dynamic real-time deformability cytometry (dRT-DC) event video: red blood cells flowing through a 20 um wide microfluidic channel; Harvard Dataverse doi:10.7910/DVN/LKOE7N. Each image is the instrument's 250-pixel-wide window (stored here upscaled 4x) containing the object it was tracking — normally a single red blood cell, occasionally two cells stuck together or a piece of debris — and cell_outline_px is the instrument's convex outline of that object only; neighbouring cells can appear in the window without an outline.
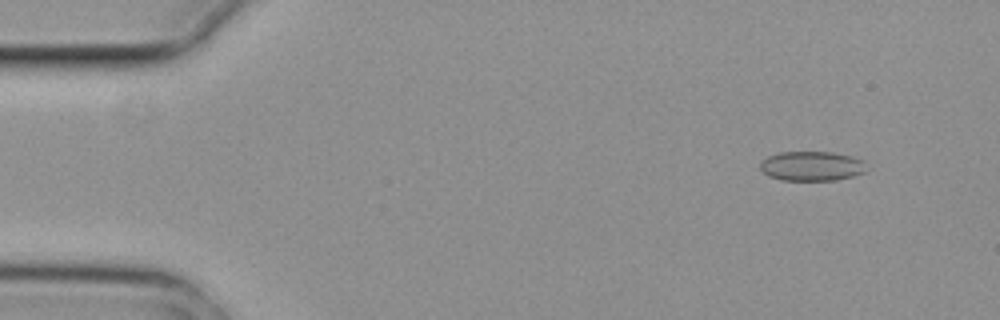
{"species": "common noctule bat (a hibernating species)", "species_latin": "Nyctalus noctula", "temperature_condition": "cold", "stored_images_in_passage": 5, "camera_frame_rate_fps": 3000, "um_per_image_px": 0.085, "animal": {"sex": "female", "body_mass_g": 29.2, "forearm_length_mm": 56.3}, "frame": {"image": 1, "passage_image": 2, "time_ms": 0.333, "image_size_px": [1000, 320], "cell_outline_px": [[864, 172], [852, 176], [836, 180], [780, 180], [768, 176], [760, 168], [760, 160], [768, 156], [780, 152], [832, 152], [852, 156], [864, 160]], "centroid_in_image_um": [68.96, 14.11], "position_along_channel_um": 16.0, "area_um2": 18.32}}
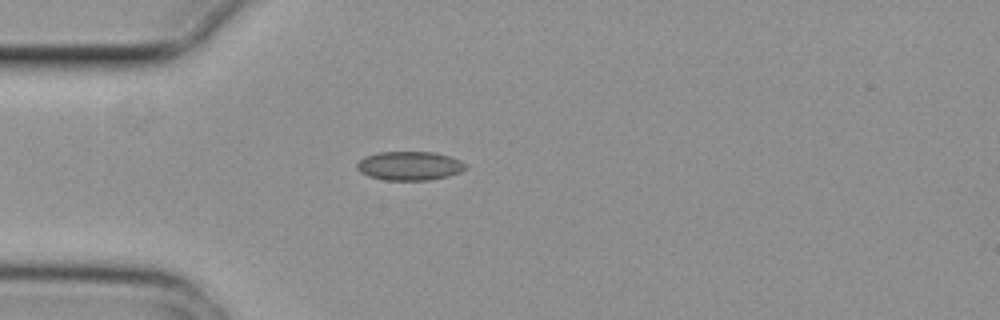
{"frame": {"image": 2, "passage_image": 5, "time_ms": 1.333, "image_size_px": [1000, 320], "cell_outline_px": [[468, 168], [460, 172], [448, 176], [428, 180], [384, 180], [368, 176], [360, 172], [356, 168], [356, 164], [364, 156], [376, 152], [436, 152], [460, 160], [468, 164]], "centroid_in_image_um": [34.81, 14.09], "position_along_channel_um": 50.2, "area_um2": 18.5}}